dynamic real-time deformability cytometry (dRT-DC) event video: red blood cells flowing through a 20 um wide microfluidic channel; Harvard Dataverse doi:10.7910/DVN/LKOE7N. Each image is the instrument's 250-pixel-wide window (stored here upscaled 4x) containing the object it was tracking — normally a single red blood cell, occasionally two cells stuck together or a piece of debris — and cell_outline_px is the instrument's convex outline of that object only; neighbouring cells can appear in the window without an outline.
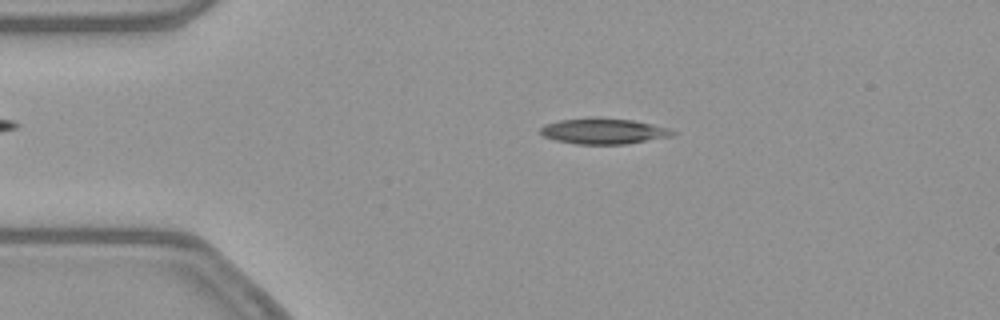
{"species": "common noctule bat (a hibernating species)", "species_latin": "Nyctalus noctula", "temperature_condition": "warm", "stored_images_in_passage": 51, "camera_frame_rate_fps": 3000, "um_per_image_px": 0.085, "animal": {"sex": "female", "body_mass_g": 21.9}, "frame": {"image": 1, "passage_image": 9, "time_ms": 2.667, "image_size_px": [1000, 320], "cell_outline_px": [[680, 132], [672, 136], [628, 144], [576, 144], [556, 140], [544, 136], [540, 132], [540, 128], [544, 124], [560, 120], [596, 116], [632, 120], [652, 124], [668, 128]], "centroid_in_image_um": [51.33, 11.13], "position_along_channel_um": 33.7, "area_um2": 20.11}}
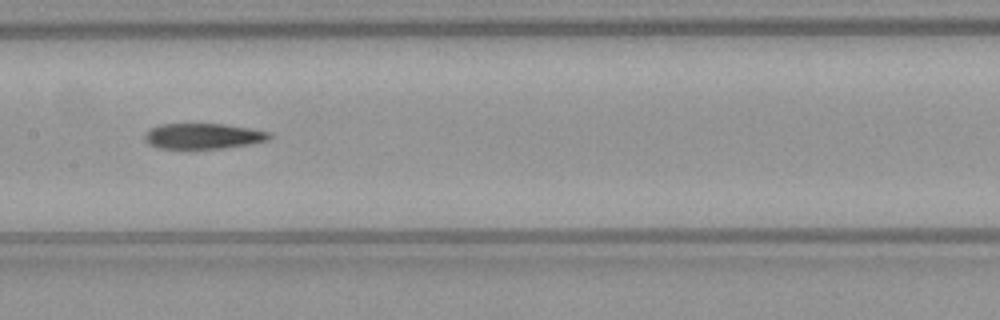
{"frame": {"image": 2, "passage_image": 24, "time_ms": 7.667, "image_size_px": [1000, 320], "cell_outline_px": [[272, 136], [268, 140], [252, 144], [224, 148], [156, 148], [148, 144], [144, 140], [144, 132], [160, 124], [224, 124], [272, 132]], "centroid_in_image_um": [17.27, 11.57], "position_along_channel_um": 190.1, "area_um2": 18.67}}
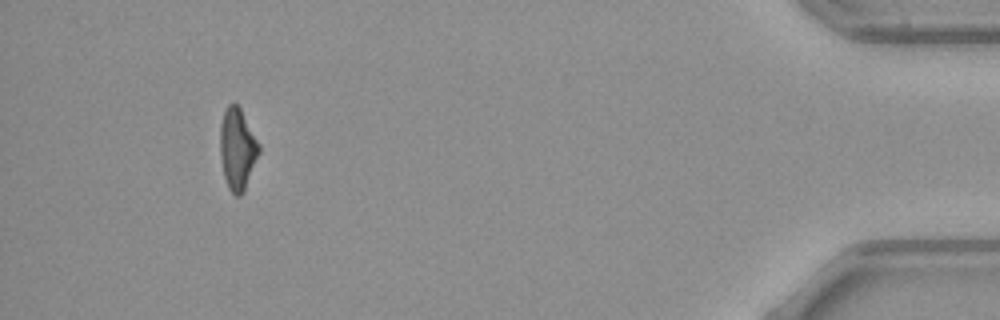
{"frame": {"image": 3, "passage_image": 47, "time_ms": 15.333, "image_size_px": [1000, 320], "cell_outline_px": [[260, 152], [244, 192], [240, 196], [236, 196], [228, 188], [224, 176], [220, 156], [220, 124], [224, 112], [228, 104], [232, 100], [240, 108], [260, 144]], "centroid_in_image_um": [20.18, 12.66], "position_along_channel_um": 415.0, "area_um2": 18.61}}